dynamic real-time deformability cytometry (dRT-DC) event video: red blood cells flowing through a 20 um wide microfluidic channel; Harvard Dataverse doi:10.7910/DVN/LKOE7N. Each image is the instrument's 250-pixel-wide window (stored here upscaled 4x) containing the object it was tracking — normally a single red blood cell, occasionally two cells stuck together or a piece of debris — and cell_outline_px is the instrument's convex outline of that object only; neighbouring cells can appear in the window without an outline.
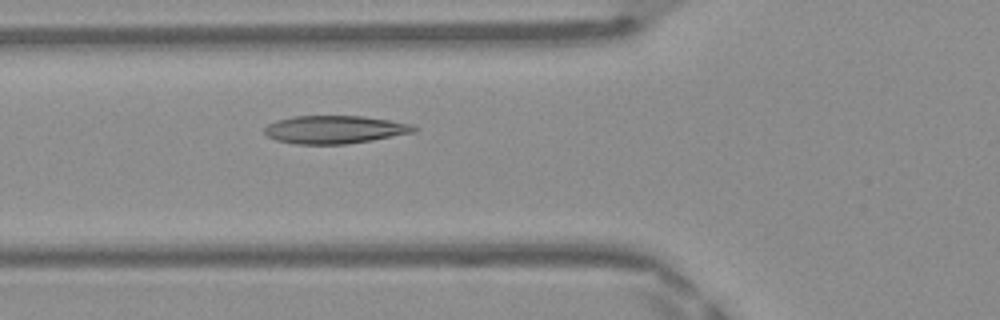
{"species": "Egyptian fruit bat (a non-hibernating species)", "species_latin": "Rousettus aegyptiacus", "temperature_condition": "warm", "stored_images_in_passage": 35, "camera_frame_rate_fps": 3000, "um_per_image_px": 0.085, "frame": {"image": 1, "passage_image": 4, "time_ms": 1.0, "image_size_px": [1000, 320], "cell_outline_px": [[416, 132], [372, 140], [348, 144], [296, 144], [276, 140], [268, 136], [264, 132], [264, 128], [268, 124], [276, 120], [292, 116], [360, 116], [388, 120], [412, 124], [416, 128]], "centroid_in_image_um": [28.43, 11.01], "position_along_channel_um": 97.4, "area_um2": 24.33}}
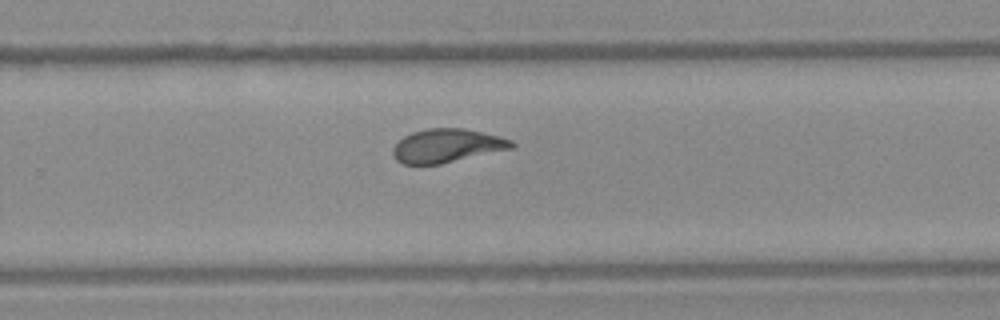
{"frame": {"image": 2, "passage_image": 18, "time_ms": 5.667, "image_size_px": [1000, 320], "cell_outline_px": [[516, 144], [512, 148], [440, 164], [400, 164], [392, 156], [392, 148], [404, 136], [412, 132], [428, 128], [460, 128], [500, 136], [512, 140]], "centroid_in_image_um": [37.95, 12.39], "position_along_channel_um": 291.8, "area_um2": 23.12}}
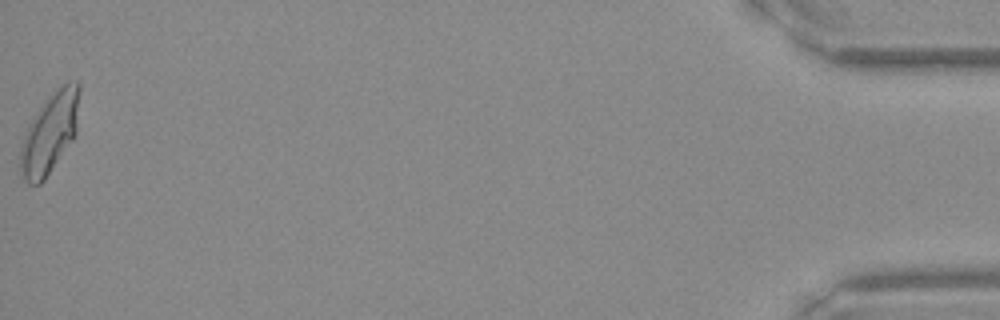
{"frame": {"image": 3, "passage_image": 35, "time_ms": 11.333, "image_size_px": [1000, 320], "cell_outline_px": [[80, 88], [76, 136], [44, 180], [40, 184], [28, 184], [24, 180], [20, 168], [20, 152], [24, 136], [28, 124], [48, 96], [64, 84], [76, 80], [80, 84]], "centroid_in_image_um": [4.25, 11.32], "position_along_channel_um": 431.0, "area_um2": 27.57}, "authors_computed_cell_mechanics": {"area_um2": 23.6402, "velocity_mm_per_s": 4.1585, "shape_relaxation_time_tau1_ms": 5.5414, "shape_relaxation_time_tau2_ms": 0.6833, "deformation_change_tau1": 0.2046, "deformation_change_tau2": 0.0496}}